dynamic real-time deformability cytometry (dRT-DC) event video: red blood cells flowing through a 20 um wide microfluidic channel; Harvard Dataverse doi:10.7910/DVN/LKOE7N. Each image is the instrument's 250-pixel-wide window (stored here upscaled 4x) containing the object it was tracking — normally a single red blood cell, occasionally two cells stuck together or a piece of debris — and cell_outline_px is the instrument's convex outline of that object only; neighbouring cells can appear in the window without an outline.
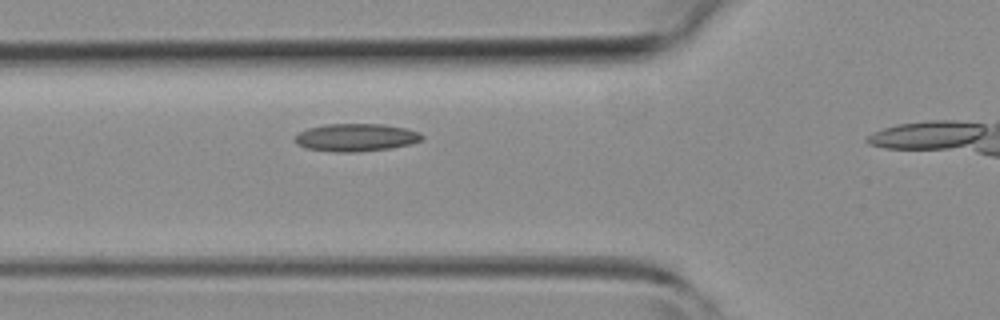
{"species": "common noctule bat (a hibernating species)", "species_latin": "Nyctalus noctula", "temperature_condition": "room temperature", "stored_images_in_passage": 11, "camera_frame_rate_fps": 3000, "um_per_image_px": 0.085, "animal": {"sex": "female", "body_mass_g": 19.3, "forearm_length_mm": 54.1}, "frame": {"image": 1, "passage_image": 7, "time_ms": 2.0, "image_size_px": [1000, 320], "cell_outline_px": [[424, 140], [408, 144], [388, 148], [356, 152], [336, 152], [304, 148], [296, 144], [296, 136], [300, 132], [308, 128], [324, 124], [384, 124], [404, 128], [420, 132], [424, 136]], "centroid_in_image_um": [30.26, 11.68], "position_along_channel_um": 95.5, "area_um2": 20.46}}
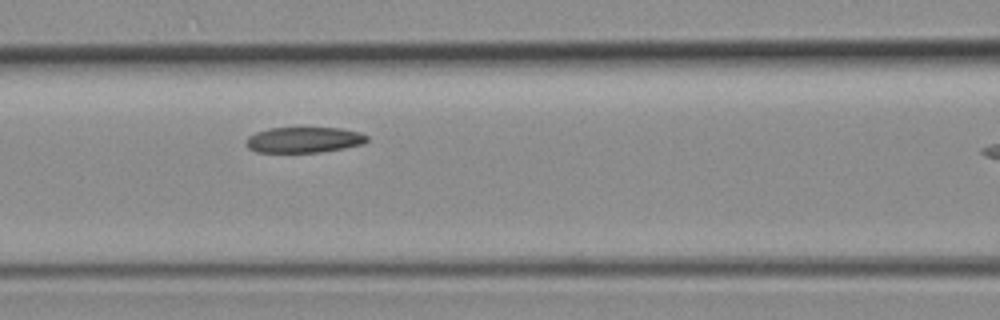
{"frame": {"image": 2, "passage_image": 10, "time_ms": 3.0, "image_size_px": [1000, 320], "cell_outline_px": [[368, 140], [360, 144], [344, 148], [320, 152], [256, 152], [248, 148], [244, 144], [244, 140], [248, 136], [256, 132], [268, 128], [340, 128], [360, 132], [368, 136]], "centroid_in_image_um": [25.78, 11.88], "position_along_channel_um": 140.8, "area_um2": 18.15}}